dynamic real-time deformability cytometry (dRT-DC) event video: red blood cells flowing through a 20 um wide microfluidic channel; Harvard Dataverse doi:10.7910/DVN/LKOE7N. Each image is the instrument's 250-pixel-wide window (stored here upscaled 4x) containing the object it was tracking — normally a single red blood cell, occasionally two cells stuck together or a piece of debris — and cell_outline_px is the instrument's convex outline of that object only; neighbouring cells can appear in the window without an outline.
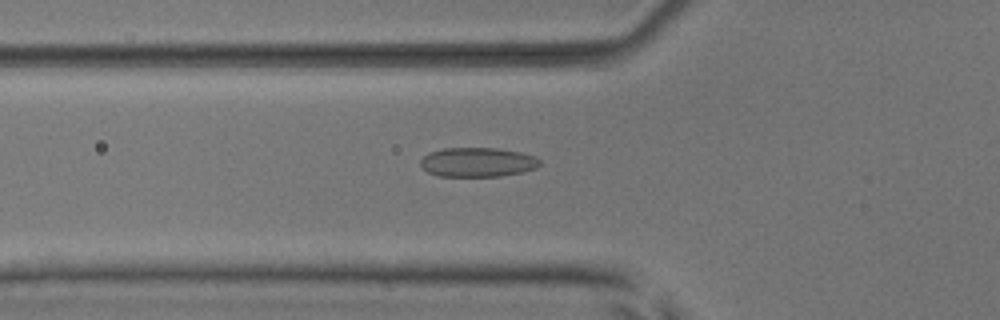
{"species": "common noctule bat (a hibernating species)", "species_latin": "Nyctalus noctula", "temperature_condition": "room temperature", "stored_images_in_passage": 53, "camera_frame_rate_fps": 3000, "um_per_image_px": 0.085, "animal": {"sex": "male", "body_mass_g": 17.9, "forearm_length_mm": 54.2}, "frame": {"image": 1, "passage_image": 19, "time_ms": 6.0, "image_size_px": [1000, 320], "cell_outline_px": [[540, 164], [536, 168], [520, 172], [500, 176], [440, 176], [428, 172], [420, 164], [420, 160], [428, 152], [444, 148], [496, 148], [520, 152], [536, 156], [540, 160]], "centroid_in_image_um": [40.59, 13.78], "position_along_channel_um": 85.2, "area_um2": 20.35}}
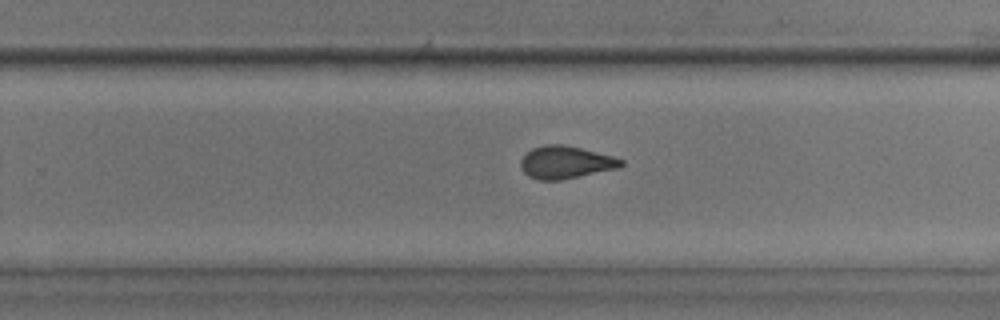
{"frame": {"image": 2, "passage_image": 34, "time_ms": 11.0, "image_size_px": [1000, 320], "cell_outline_px": [[624, 164], [620, 168], [560, 180], [536, 180], [528, 176], [520, 168], [520, 160], [532, 148], [544, 144], [564, 144], [612, 156], [624, 160]], "centroid_in_image_um": [48.07, 13.8], "position_along_channel_um": 281.7, "area_um2": 19.13}}
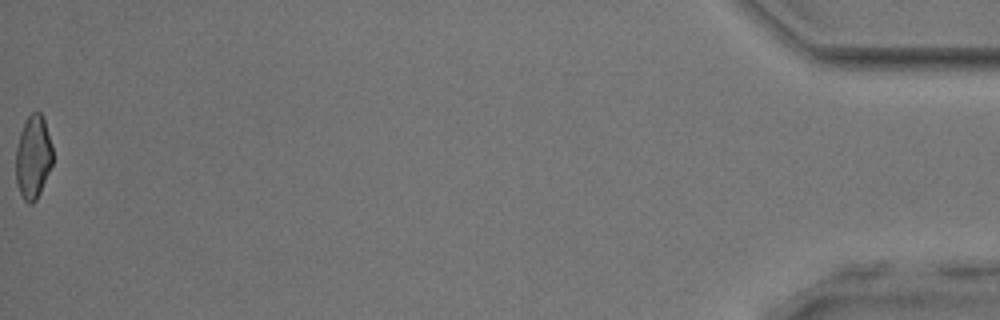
{"frame": {"image": 3, "passage_image": 53, "time_ms": 17.333, "image_size_px": [1000, 320], "cell_outline_px": [[52, 164], [40, 192], [36, 200], [32, 204], [28, 204], [24, 200], [16, 184], [16, 148], [20, 132], [28, 116], [32, 112], [40, 112], [44, 116], [52, 144]], "centroid_in_image_um": [2.82, 13.34], "position_along_channel_um": 432.4, "area_um2": 17.98}, "authors_computed_cell_mechanics": {"area_um2": 19.4208, "velocity_mm_per_s": 3.9296, "shape_relaxation_time_tau1_ms": 9.433, "shape_relaxation_time_tau2_ms": 1.3181, "deformation_change_tau1": 0.1955, "deformation_change_tau2": 0.0671}}